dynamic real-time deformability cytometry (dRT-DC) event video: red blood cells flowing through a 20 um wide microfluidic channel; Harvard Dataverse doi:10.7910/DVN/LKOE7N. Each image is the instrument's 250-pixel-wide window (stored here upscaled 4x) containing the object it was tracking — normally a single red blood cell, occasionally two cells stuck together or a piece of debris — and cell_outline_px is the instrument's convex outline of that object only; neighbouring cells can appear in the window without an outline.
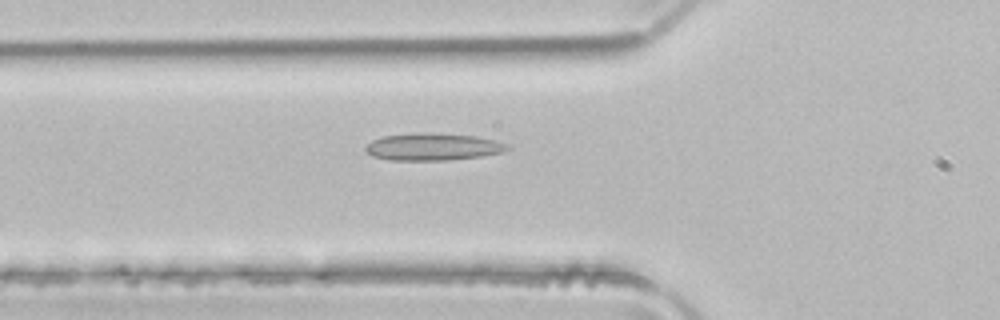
{"species": "common noctule bat (a hibernating species)", "species_latin": "Nyctalus noctula", "temperature_condition": "room temperature", "stored_images_in_passage": 50, "camera_frame_rate_fps": 3000, "um_per_image_px": 0.085, "animal": {"sex": "male", "body_mass_g": 21.5, "forearm_length_mm": 52.0}, "frame": {"image": 1, "passage_image": 17, "time_ms": 5.333, "image_size_px": [1000, 320], "cell_outline_px": [[512, 148], [504, 152], [480, 156], [448, 160], [388, 160], [372, 156], [364, 148], [372, 140], [384, 136], [416, 132], [432, 132], [476, 136], [496, 140], [508, 144]], "centroid_in_image_um": [36.83, 12.47], "position_along_channel_um": 89.0, "area_um2": 22.72}}
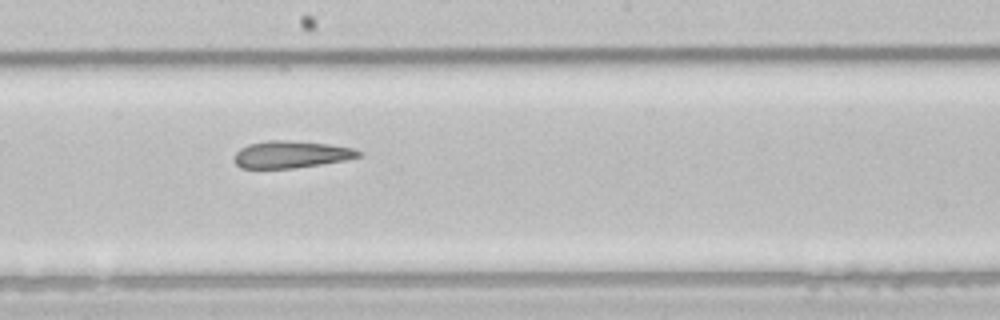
{"frame": {"image": 2, "passage_image": 27, "time_ms": 8.667, "image_size_px": [1000, 320], "cell_outline_px": [[364, 156], [344, 160], [320, 164], [292, 168], [240, 168], [232, 160], [236, 152], [240, 148], [248, 144], [268, 140], [292, 140], [328, 144], [352, 148], [364, 152]], "centroid_in_image_um": [24.74, 13.12], "position_along_channel_um": 223.5, "area_um2": 19.77}}
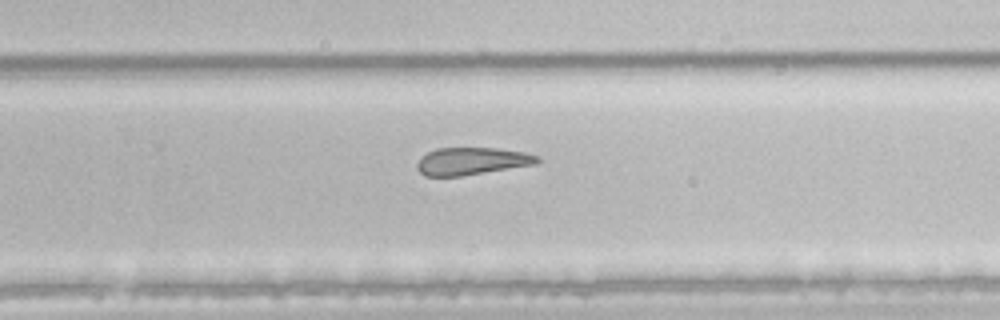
{"frame": {"image": 3, "passage_image": 32, "time_ms": 10.333, "image_size_px": [1000, 320], "cell_outline_px": [[540, 160], [536, 164], [460, 176], [424, 176], [416, 168], [416, 164], [428, 152], [436, 148], [496, 148], [524, 152], [540, 156]], "centroid_in_image_um": [40.11, 13.69], "position_along_channel_um": 289.7, "area_um2": 19.07}, "authors_computed_cell_mechanics": {"area_um2": 23.2067, "velocity_mm_per_s": 4.0119, "shape_relaxation_time_tau1_ms": null, "shape_relaxation_time_tau2_ms": 4.7671, "deformation_change_tau1": null, "deformation_change_tau2": 0.1471}}